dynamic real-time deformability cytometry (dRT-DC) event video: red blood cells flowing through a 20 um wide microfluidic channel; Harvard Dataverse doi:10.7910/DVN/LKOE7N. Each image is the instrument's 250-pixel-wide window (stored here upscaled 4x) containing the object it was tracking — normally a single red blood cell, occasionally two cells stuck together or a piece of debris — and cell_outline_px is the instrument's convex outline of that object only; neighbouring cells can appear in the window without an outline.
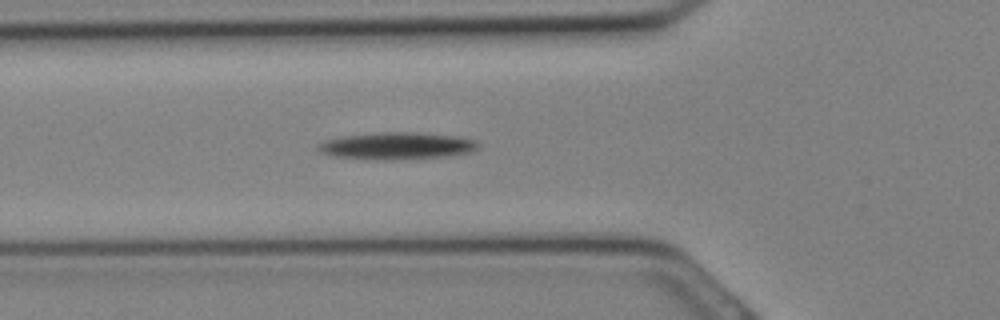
{"species": "Egyptian fruit bat (a non-hibernating species)", "species_latin": "Rousettus aegyptiacus", "temperature_condition": "cold", "stored_images_in_passage": 12, "camera_frame_rate_fps": 3000, "um_per_image_px": 0.085, "animal": {"sex": "female"}, "frame": {"image": 1, "passage_image": 2, "time_ms": 0.333, "image_size_px": [1000, 320], "cell_outline_px": [[480, 144], [476, 148], [468, 152], [444, 156], [388, 160], [336, 156], [320, 152], [316, 148], [316, 144], [324, 140], [344, 136], [372, 132], [416, 132], [456, 136], [476, 140]], "centroid_in_image_um": [33.69, 12.38], "position_along_channel_um": 92.1, "area_um2": 25.03}}
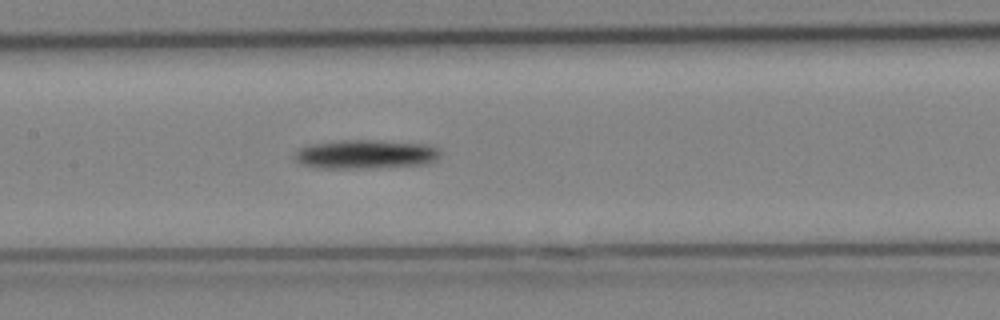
{"frame": {"image": 2, "passage_image": 6, "time_ms": 1.667, "image_size_px": [1000, 320], "cell_outline_px": [[440, 156], [436, 160], [428, 164], [372, 168], [320, 168], [300, 164], [296, 160], [296, 152], [300, 148], [308, 144], [348, 140], [368, 140], [428, 144], [440, 148]], "centroid_in_image_um": [31.12, 13.12], "position_along_channel_um": 176.3, "area_um2": 24.62}}
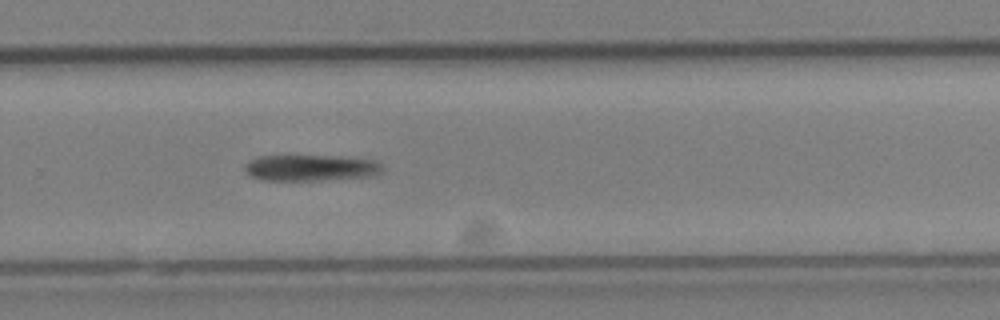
{"frame": {"image": 3, "passage_image": 12, "time_ms": 3.667, "image_size_px": [1000, 320], "cell_outline_px": [[384, 168], [380, 172], [372, 176], [316, 180], [264, 180], [252, 176], [244, 168], [244, 164], [256, 156], [332, 156], [376, 160]], "centroid_in_image_um": [26.4, 14.26], "position_along_channel_um": 303.4, "area_um2": 20.75}}